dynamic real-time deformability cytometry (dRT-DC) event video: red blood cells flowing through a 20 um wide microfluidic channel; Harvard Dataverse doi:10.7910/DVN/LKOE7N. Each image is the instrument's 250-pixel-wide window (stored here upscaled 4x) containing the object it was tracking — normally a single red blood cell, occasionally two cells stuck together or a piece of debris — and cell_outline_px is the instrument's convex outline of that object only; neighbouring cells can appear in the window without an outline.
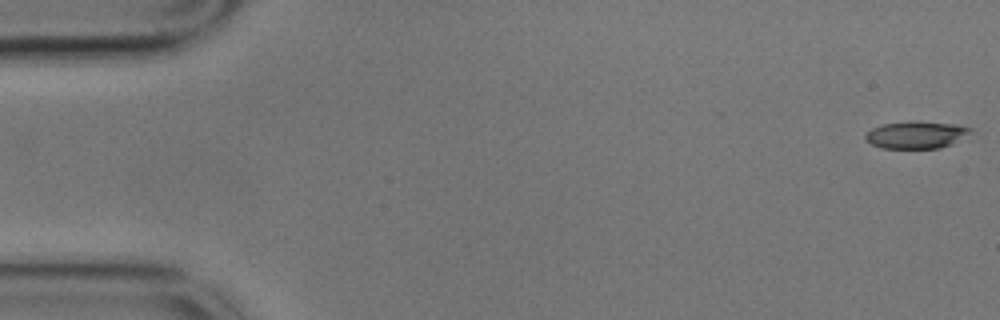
{"species": "common noctule bat (a hibernating species)", "species_latin": "Nyctalus noctula", "temperature_condition": "cold", "stored_images_in_passage": 50, "camera_frame_rate_fps": 3000, "um_per_image_px": 0.085, "animal": {"sex": "male", "body_mass_g": 17.9}, "frame": {"image": 1, "passage_image": 1, "time_ms": 0.0, "image_size_px": [1000, 320], "cell_outline_px": [[972, 128], [968, 132], [952, 144], [940, 148], [880, 148], [864, 140], [864, 136], [872, 128], [884, 124], [956, 124]], "centroid_in_image_um": [77.81, 11.52], "position_along_channel_um": 7.2, "area_um2": 15.55}}
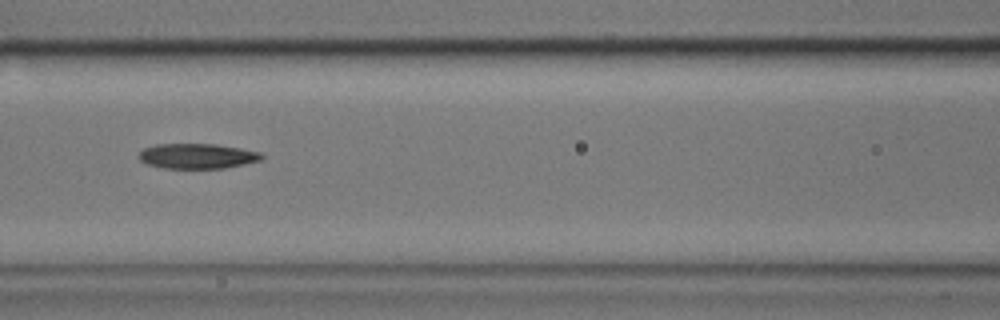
{"frame": {"image": 2, "passage_image": 25, "time_ms": 8.0, "image_size_px": [1000, 320], "cell_outline_px": [[264, 156], [260, 160], [244, 164], [224, 168], [164, 168], [148, 164], [140, 160], [136, 156], [144, 148], [156, 144], [216, 144], [240, 148], [260, 152]], "centroid_in_image_um": [16.75, 13.26], "position_along_channel_um": 149.9, "area_um2": 17.92}}
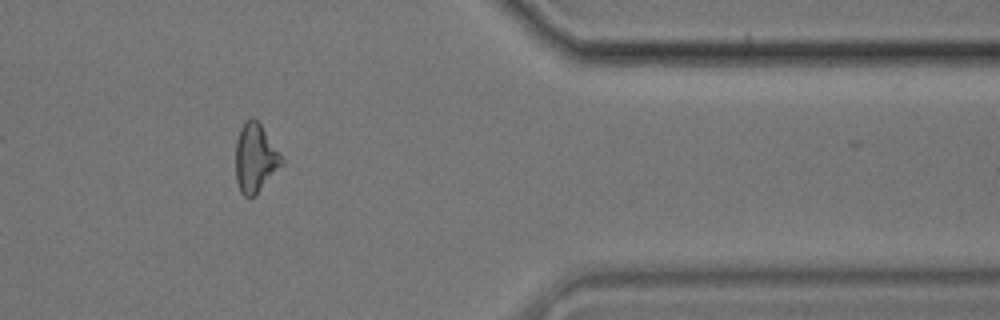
{"frame": {"image": 3, "passage_image": 48, "time_ms": 15.667, "image_size_px": [1000, 320], "cell_outline_px": [[284, 164], [256, 196], [244, 196], [240, 192], [236, 180], [236, 140], [240, 128], [244, 120], [252, 116], [260, 124], [284, 160]], "centroid_in_image_um": [21.69, 13.45], "position_along_channel_um": 389.7, "area_um2": 18.55}}